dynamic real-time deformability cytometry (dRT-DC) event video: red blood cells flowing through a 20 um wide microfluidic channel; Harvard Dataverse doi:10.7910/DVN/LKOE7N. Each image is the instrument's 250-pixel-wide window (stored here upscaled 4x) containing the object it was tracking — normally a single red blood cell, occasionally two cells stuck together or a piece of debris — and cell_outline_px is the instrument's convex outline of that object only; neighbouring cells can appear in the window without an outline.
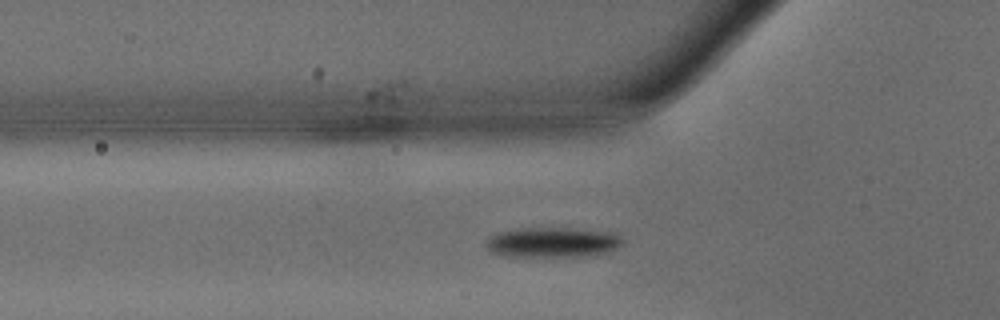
{"species": "common noctule bat (a hibernating species)", "species_latin": "Nyctalus noctula", "temperature_condition": "warm", "stored_images_in_passage": 25, "camera_frame_rate_fps": 3000, "um_per_image_px": 0.085, "animal": {"sex": "male", "body_mass_g": 15.6}, "frame": {"image": 1, "passage_image": 3, "time_ms": 0.667, "image_size_px": [1000, 320], "cell_outline_px": [[624, 240], [620, 244], [604, 252], [584, 256], [508, 256], [492, 252], [488, 248], [488, 240], [496, 232], [520, 228], [572, 228], [612, 232], [620, 236]], "centroid_in_image_um": [46.96, 20.58], "position_along_channel_um": 78.8, "area_um2": 23.47}}
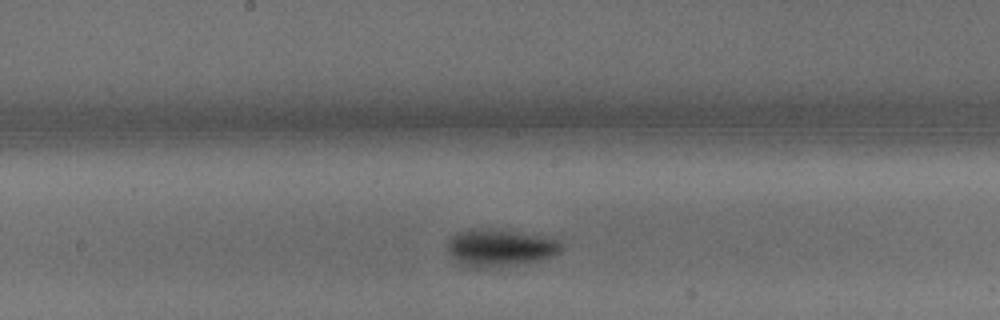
{"frame": {"image": 2, "passage_image": 12, "time_ms": 3.667, "image_size_px": [1000, 320], "cell_outline_px": [[560, 252], [552, 256], [540, 260], [488, 268], [464, 268], [448, 252], [448, 240], [456, 232], [472, 228], [504, 228], [540, 236], [556, 240], [560, 244]], "centroid_in_image_um": [42.42, 21.04], "position_along_channel_um": 205.8, "area_um2": 24.97}}
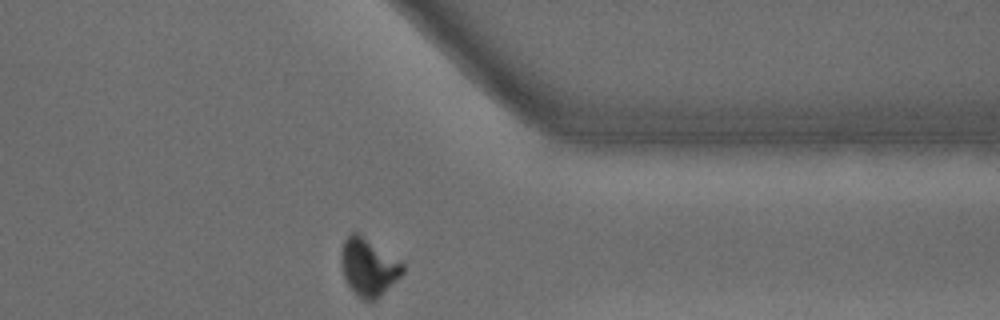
{"frame": {"image": 3, "passage_image": 25, "time_ms": 8.0, "image_size_px": [1000, 320], "cell_outline_px": [[404, 272], [376, 300], [364, 300], [356, 296], [348, 284], [344, 276], [340, 264], [340, 252], [344, 240], [352, 232], [360, 232], [404, 264]], "centroid_in_image_um": [31.29, 22.68], "position_along_channel_um": 380.1, "area_um2": 20.75}, "authors_computed_cell_mechanics": {"area_um2": 23.0622, "velocity_mm_per_s": 4.2003, "shape_relaxation_time_tau1_ms": 1.8977, "shape_relaxation_time_tau2_ms": null, "deformation_change_tau1": 0.1291, "deformation_change_tau2": null}}